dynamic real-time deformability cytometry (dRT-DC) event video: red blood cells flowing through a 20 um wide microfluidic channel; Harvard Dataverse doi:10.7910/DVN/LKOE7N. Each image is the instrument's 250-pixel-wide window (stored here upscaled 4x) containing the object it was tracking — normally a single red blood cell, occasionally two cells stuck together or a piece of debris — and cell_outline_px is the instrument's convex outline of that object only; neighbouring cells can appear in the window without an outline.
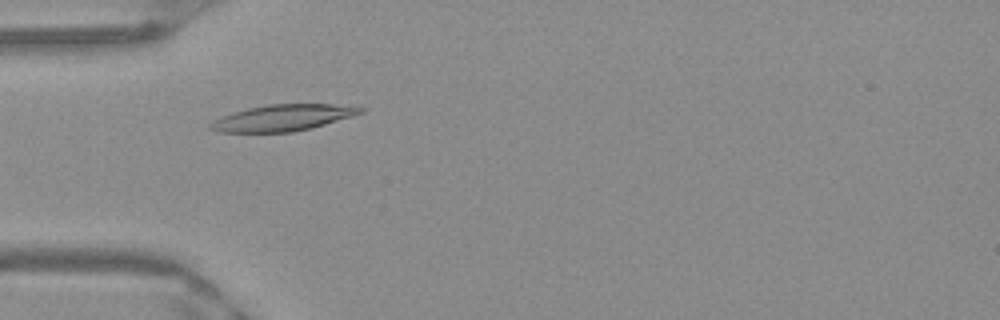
{"species": "Egyptian fruit bat (a non-hibernating species)", "species_latin": "Rousettus aegyptiacus", "temperature_condition": "warm", "stored_images_in_passage": 49, "camera_frame_rate_fps": 3000, "um_per_image_px": 0.085, "frame": {"image": 1, "passage_image": 14, "time_ms": 4.333, "image_size_px": [1000, 320], "cell_outline_px": [[364, 112], [352, 116], [312, 128], [292, 132], [220, 132], [208, 128], [208, 124], [212, 120], [248, 108], [268, 104], [332, 104], [364, 108]], "centroid_in_image_um": [24.02, 10.02], "position_along_channel_um": 61.0, "area_um2": 22.77}}
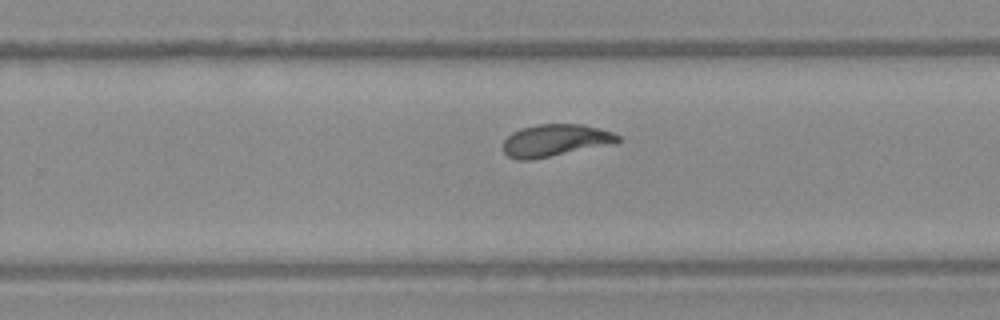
{"frame": {"image": 2, "passage_image": 31, "time_ms": 10.0, "image_size_px": [1000, 320], "cell_outline_px": [[624, 140], [616, 144], [532, 160], [516, 160], [508, 156], [504, 152], [504, 140], [512, 132], [520, 128], [536, 124], [584, 124], [600, 128], [612, 132], [620, 136]], "centroid_in_image_um": [47.26, 11.94], "position_along_channel_um": 282.5, "area_um2": 22.02}}
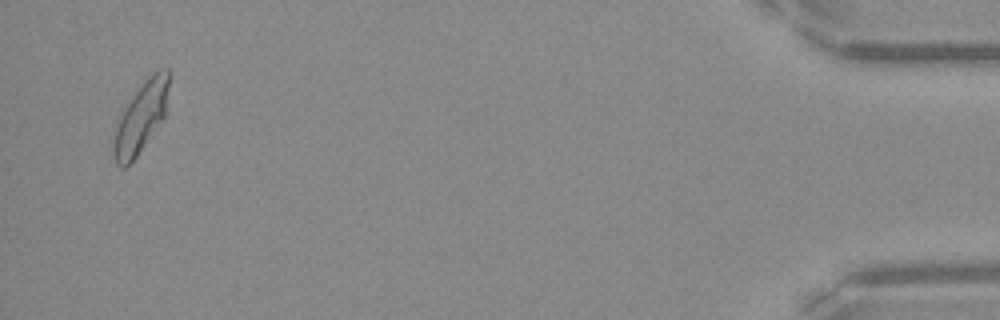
{"frame": {"image": 3, "passage_image": 48, "time_ms": 15.667, "image_size_px": [1000, 320], "cell_outline_px": [[168, 112], [136, 156], [124, 168], [120, 168], [116, 164], [112, 156], [112, 144], [116, 124], [124, 108], [132, 96], [148, 76], [152, 72], [160, 68], [168, 68]], "centroid_in_image_um": [11.97, 9.98], "position_along_channel_um": 423.2, "area_um2": 22.77}, "authors_computed_cell_mechanics": {"area_um2": 21.964, "velocity_mm_per_s": 3.9469, "shape_relaxation_time_tau1_ms": 3.3671, "shape_relaxation_time_tau2_ms": 1.4525, "deformation_change_tau1": 0.1688, "deformation_change_tau2": 0.077}}